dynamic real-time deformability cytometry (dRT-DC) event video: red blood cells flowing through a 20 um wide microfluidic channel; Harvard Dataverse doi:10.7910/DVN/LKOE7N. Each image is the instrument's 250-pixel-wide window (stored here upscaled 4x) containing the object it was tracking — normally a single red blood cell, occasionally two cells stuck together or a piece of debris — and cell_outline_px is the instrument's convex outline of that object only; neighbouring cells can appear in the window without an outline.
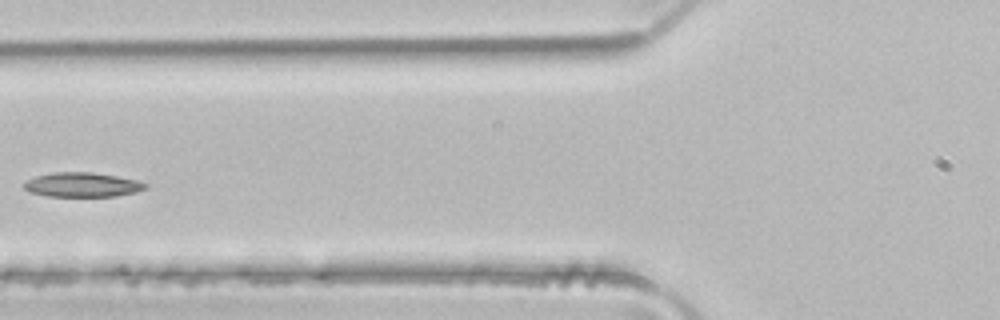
{"species": "common noctule bat (a hibernating species)", "species_latin": "Nyctalus noctula", "temperature_condition": "room temperature", "stored_images_in_passage": 4, "camera_frame_rate_fps": 3000, "um_per_image_px": 0.085, "animal": {"sex": "male", "body_mass_g": 21.5, "forearm_length_mm": 52.0}, "frame": {"image": 1, "passage_image": 4, "time_ms": 1.0, "image_size_px": [1000, 320], "cell_outline_px": [[148, 188], [136, 192], [116, 196], [48, 196], [32, 192], [24, 188], [24, 184], [28, 180], [36, 176], [52, 172], [92, 172], [116, 176], [136, 180], [148, 184]], "centroid_in_image_um": [7.03, 15.7], "position_along_channel_um": 118.8, "area_um2": 17.17}}